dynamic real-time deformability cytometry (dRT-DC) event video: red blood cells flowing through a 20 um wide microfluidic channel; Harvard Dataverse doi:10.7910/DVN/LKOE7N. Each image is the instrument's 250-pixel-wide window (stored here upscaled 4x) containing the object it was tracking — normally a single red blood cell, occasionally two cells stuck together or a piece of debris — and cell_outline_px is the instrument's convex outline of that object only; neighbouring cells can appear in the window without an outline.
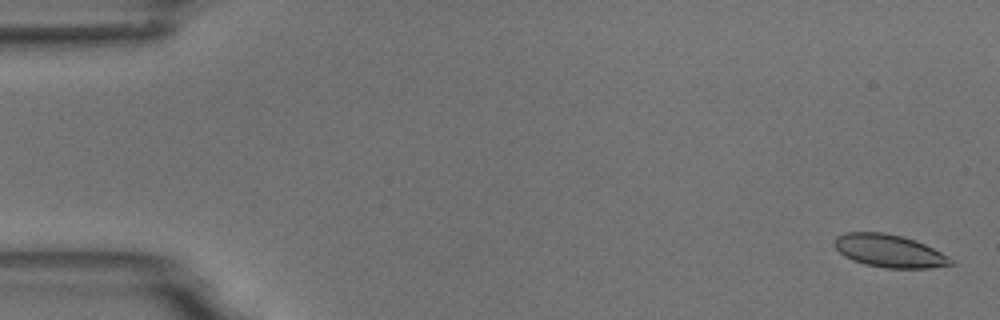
{"species": "common noctule bat (a hibernating species)", "species_latin": "Nyctalus noctula", "temperature_condition": "room temperature", "stored_images_in_passage": 56, "camera_frame_rate_fps": 3000, "um_per_image_px": 0.085, "animal": {"sex": "male", "body_mass_g": 18.8}, "frame": {"image": 1, "passage_image": 2, "time_ms": 0.333, "image_size_px": [1000, 320], "cell_outline_px": [[956, 264], [928, 268], [884, 268], [864, 264], [852, 260], [844, 256], [832, 244], [836, 236], [844, 232], [884, 232], [900, 236], [924, 244], [940, 252], [952, 260]], "centroid_in_image_um": [75.53, 21.33], "position_along_channel_um": 9.5, "area_um2": 22.14}}
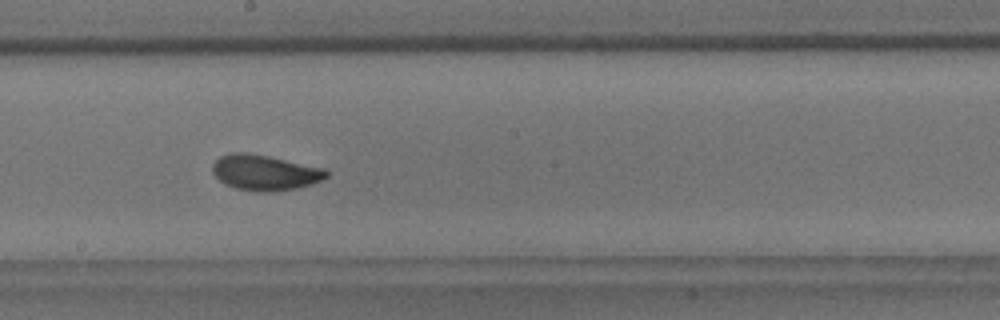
{"frame": {"image": 2, "passage_image": 31, "time_ms": 10.0, "image_size_px": [1000, 320], "cell_outline_px": [[328, 176], [312, 184], [296, 188], [268, 192], [256, 192], [236, 188], [224, 184], [212, 172], [212, 164], [220, 156], [232, 152], [248, 152], [268, 156], [324, 168], [328, 172]], "centroid_in_image_um": [22.48, 14.66], "position_along_channel_um": 225.7, "area_um2": 23.52}}
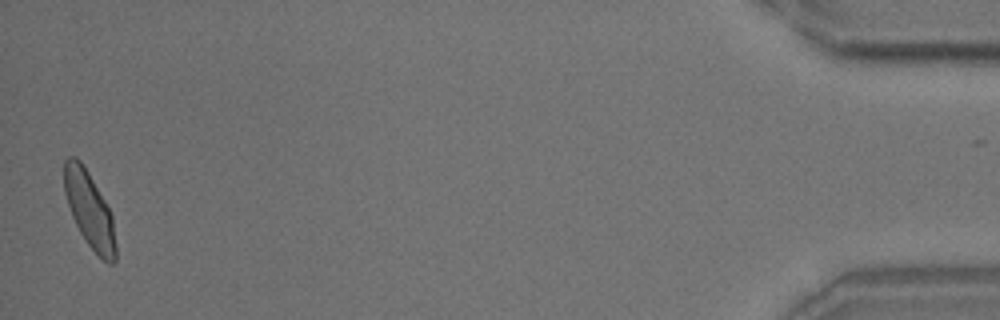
{"frame": {"image": 3, "passage_image": 55, "time_ms": 18.0, "image_size_px": [1000, 320], "cell_outline_px": [[116, 260], [112, 264], [108, 264], [84, 240], [72, 216], [64, 192], [64, 160], [68, 156], [72, 156], [80, 160], [88, 172], [104, 200], [112, 216], [116, 244]], "centroid_in_image_um": [7.6, 17.84], "position_along_channel_um": 427.6, "area_um2": 22.48}, "authors_computed_cell_mechanics": {"area_um2": 22.7154, "velocity_mm_per_s": 3.6689, "shape_relaxation_time_tau1_ms": 3.3164, "shape_relaxation_time_tau2_ms": 1.191, "deformation_change_tau1": 0.1219, "deformation_change_tau2": 0.0572}}